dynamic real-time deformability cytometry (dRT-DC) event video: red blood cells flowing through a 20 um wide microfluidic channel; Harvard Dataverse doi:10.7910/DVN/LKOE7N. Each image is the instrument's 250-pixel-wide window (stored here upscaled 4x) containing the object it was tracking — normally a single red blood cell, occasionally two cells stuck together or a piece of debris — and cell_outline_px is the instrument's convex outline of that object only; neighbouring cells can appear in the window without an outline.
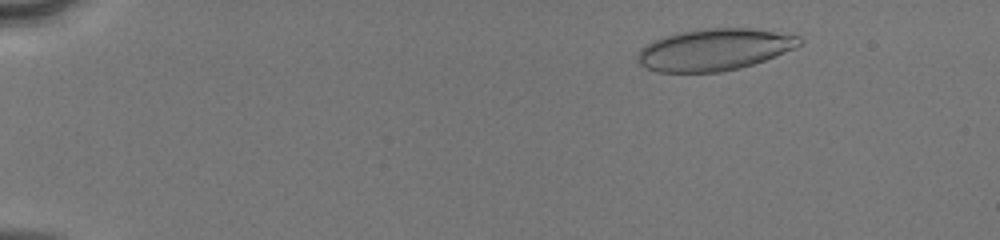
{"species": "human", "species_latin": "Homo sapiens", "temperature_condition": "cold", "stored_images_in_passage": 45, "camera_frame_rate_fps": 3000, "um_per_image_px": 0.085, "donor": {"sex": "male"}, "frame": {"image": 1, "passage_image": 2, "time_ms": 0.333, "image_size_px": [1000, 240], "cell_outline_px": [[804, 44], [796, 48], [764, 60], [740, 68], [720, 72], [656, 72], [640, 64], [636, 60], [636, 56], [640, 48], [644, 44], [652, 40], [676, 32], [704, 28], [748, 28], [800, 36], [804, 40]], "centroid_in_image_um": [60.69, 4.21], "position_along_channel_um": 24.3, "area_um2": 39.71}}
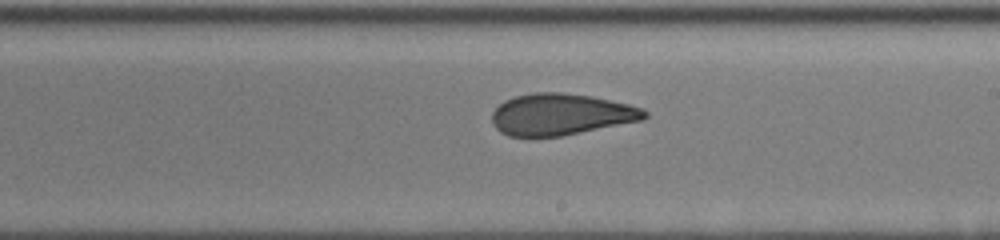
{"frame": {"image": 2, "passage_image": 26, "time_ms": 8.333, "image_size_px": [1000, 240], "cell_outline_px": [[648, 116], [644, 120], [560, 136], [508, 136], [500, 132], [492, 124], [492, 112], [504, 100], [516, 96], [536, 92], [560, 92], [592, 96], [628, 104], [644, 108], [648, 112]], "centroid_in_image_um": [47.69, 9.72], "position_along_channel_um": 241.3, "area_um2": 36.93}}
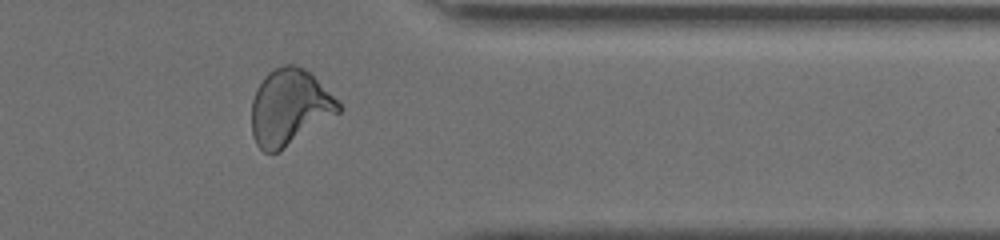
{"frame": {"image": 3, "passage_image": 37, "time_ms": 12.0, "image_size_px": [1000, 240], "cell_outline_px": [[344, 108], [340, 112], [280, 152], [264, 152], [256, 144], [252, 132], [252, 100], [256, 88], [264, 76], [268, 72], [284, 64], [292, 64], [304, 68]], "centroid_in_image_um": [24.58, 9.14], "position_along_channel_um": 386.8, "area_um2": 38.21}, "authors_computed_cell_mechanics": {"area_um2": 38.0902, "velocity_mm_per_s": 4.1277, "shape_relaxation_time_tau1_ms": 8.6893, "shape_relaxation_time_tau2_ms": 1.1259, "deformation_change_tau1": 0.2157, "deformation_change_tau2": 0.0828}}